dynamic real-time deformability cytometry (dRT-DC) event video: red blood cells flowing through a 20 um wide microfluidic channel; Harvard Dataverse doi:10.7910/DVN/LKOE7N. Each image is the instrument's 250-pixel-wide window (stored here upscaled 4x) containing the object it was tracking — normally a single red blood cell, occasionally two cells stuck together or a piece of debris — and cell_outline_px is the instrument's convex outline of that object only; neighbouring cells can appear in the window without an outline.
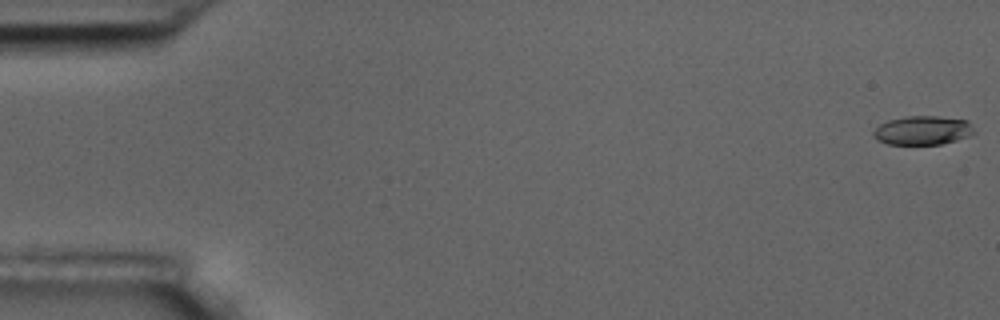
{"species": "common noctule bat (a hibernating species)", "species_latin": "Nyctalus noctula", "temperature_condition": "room temperature", "stored_images_in_passage": 57, "camera_frame_rate_fps": 3000, "um_per_image_px": 0.085, "animal": {"sex": "male", "body_mass_g": 17.5, "forearm_length_mm": 52.3}, "frame": {"image": 1, "passage_image": 1, "time_ms": 0.0, "image_size_px": [1000, 320], "cell_outline_px": [[976, 132], [968, 136], [956, 140], [940, 144], [888, 144], [876, 140], [872, 132], [880, 124], [888, 120], [904, 116], [936, 116], [968, 120]], "centroid_in_image_um": [78.42, 11.07], "position_along_channel_um": 6.6, "area_um2": 16.99}}
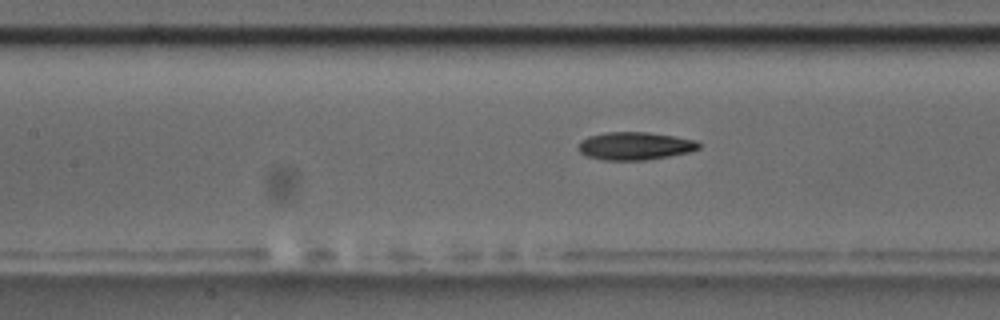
{"frame": {"image": 2, "passage_image": 26, "time_ms": 8.333, "image_size_px": [1000, 320], "cell_outline_px": [[700, 148], [688, 152], [668, 156], [644, 160], [604, 160], [588, 156], [580, 152], [576, 148], [580, 140], [588, 136], [604, 132], [644, 132], [672, 136], [696, 140], [700, 144]], "centroid_in_image_um": [53.92, 12.4], "position_along_channel_um": 153.5, "area_um2": 19.48}}
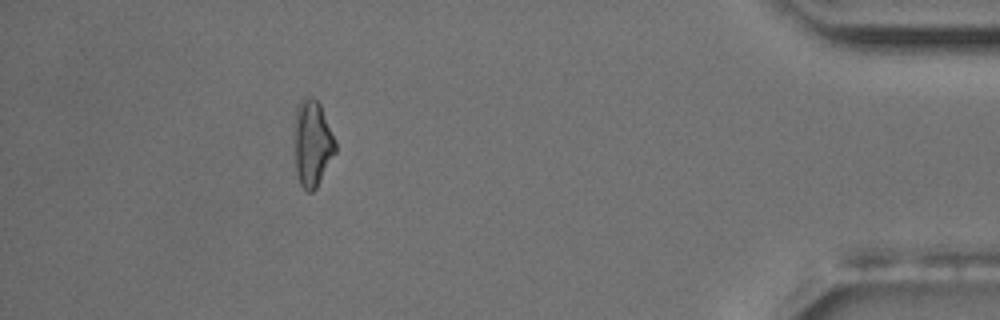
{"frame": {"image": 3, "passage_image": 52, "time_ms": 17.0, "image_size_px": [1000, 320], "cell_outline_px": [[336, 152], [316, 188], [312, 192], [308, 192], [300, 184], [296, 172], [296, 104], [304, 96], [308, 96], [316, 100], [320, 104], [336, 140]], "centroid_in_image_um": [26.58, 12.17], "position_along_channel_um": 408.6, "area_um2": 20.35}, "authors_computed_cell_mechanics": {"area_um2": 18.9006, "velocity_mm_per_s": 3.565, "shape_relaxation_time_tau1_ms": null, "shape_relaxation_time_tau2_ms": 4.3854, "deformation_change_tau1": null, "deformation_change_tau2": 0.1327}}